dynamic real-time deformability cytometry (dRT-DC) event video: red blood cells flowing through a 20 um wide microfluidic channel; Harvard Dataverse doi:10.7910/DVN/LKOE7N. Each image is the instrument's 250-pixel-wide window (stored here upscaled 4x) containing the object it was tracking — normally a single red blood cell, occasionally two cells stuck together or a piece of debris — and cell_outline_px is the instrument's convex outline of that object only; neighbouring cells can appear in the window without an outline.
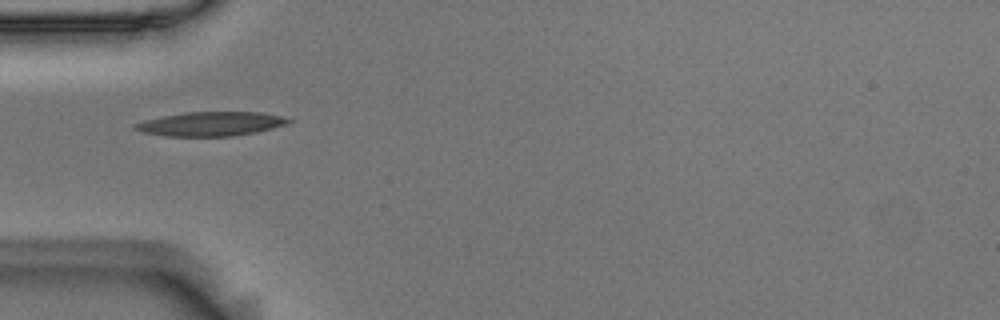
{"species": "Egyptian fruit bat (a non-hibernating species)", "species_latin": "Rousettus aegyptiacus", "temperature_condition": "room temperature", "stored_images_in_passage": 10, "camera_frame_rate_fps": 3000, "um_per_image_px": 0.085, "animal": {"sex": "male"}, "frame": {"image": 1, "passage_image": 1, "time_ms": 0.0, "image_size_px": [1000, 320], "cell_outline_px": [[292, 120], [288, 124], [256, 132], [232, 136], [164, 136], [144, 132], [132, 128], [132, 124], [144, 120], [184, 112], [260, 112], [280, 116]], "centroid_in_image_um": [17.89, 10.53], "position_along_channel_um": 67.1, "area_um2": 21.5}}
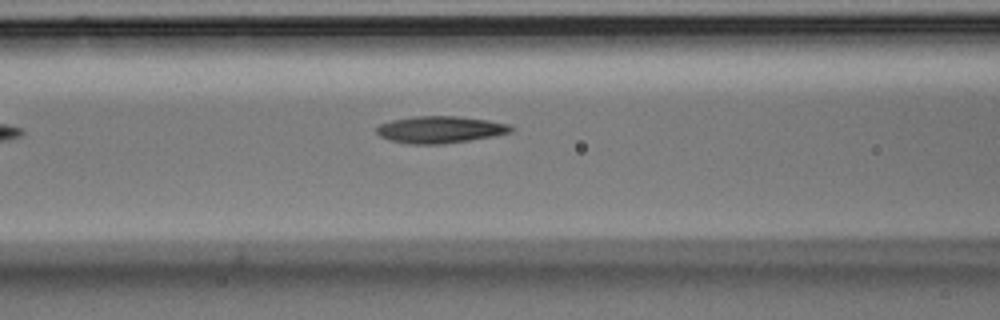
{"frame": {"image": 2, "passage_image": 6, "time_ms": 1.667, "image_size_px": [1000, 320], "cell_outline_px": [[516, 128], [512, 132], [492, 136], [444, 144], [408, 144], [388, 140], [380, 136], [376, 132], [376, 128], [380, 124], [392, 120], [412, 116], [460, 116], [488, 120], [508, 124]], "centroid_in_image_um": [37.4, 11.01], "position_along_channel_um": 129.2, "area_um2": 21.21}}
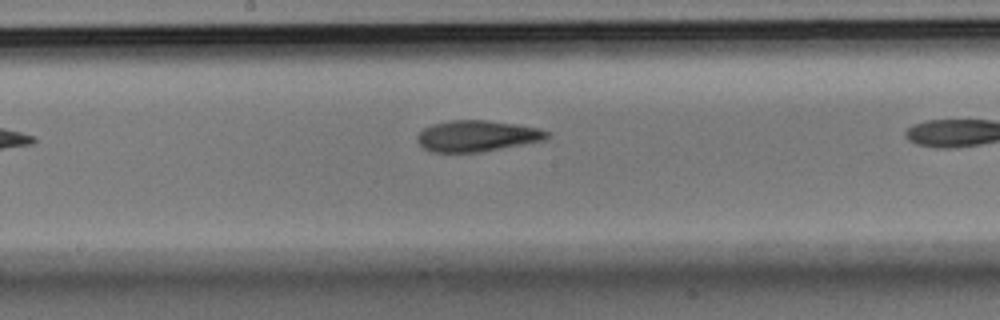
{"frame": {"image": 3, "passage_image": 9, "time_ms": 2.667, "image_size_px": [1000, 320], "cell_outline_px": [[548, 136], [544, 140], [524, 144], [480, 152], [432, 152], [424, 148], [416, 140], [416, 136], [424, 128], [432, 124], [452, 120], [488, 120], [516, 124], [540, 128], [548, 132]], "centroid_in_image_um": [40.53, 11.55], "position_along_channel_um": 207.7, "area_um2": 23.47}}